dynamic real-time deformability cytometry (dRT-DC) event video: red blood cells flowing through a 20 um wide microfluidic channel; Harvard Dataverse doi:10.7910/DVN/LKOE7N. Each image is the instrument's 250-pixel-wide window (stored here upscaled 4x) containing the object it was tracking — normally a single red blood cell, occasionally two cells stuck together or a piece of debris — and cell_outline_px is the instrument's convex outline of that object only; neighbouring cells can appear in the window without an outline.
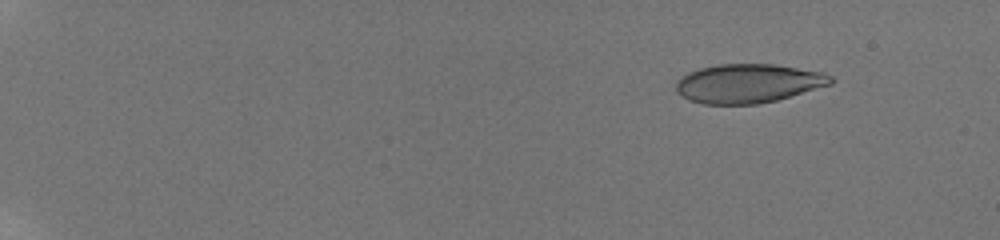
{"species": "human", "species_latin": "Homo sapiens", "temperature_condition": "room temperature", "stored_images_in_passage": 57, "camera_frame_rate_fps": 3000, "um_per_image_px": 0.085, "donor": {"sex": "male"}, "frame": {"image": 1, "passage_image": 8, "time_ms": 2.333, "image_size_px": [1000, 240], "cell_outline_px": [[836, 80], [832, 84], [776, 100], [756, 104], [704, 104], [688, 100], [676, 92], [676, 80], [688, 72], [700, 68], [716, 64], [772, 64], [824, 72], [832, 76]], "centroid_in_image_um": [63.59, 7.09], "position_along_channel_um": 21.4, "area_um2": 35.26}}
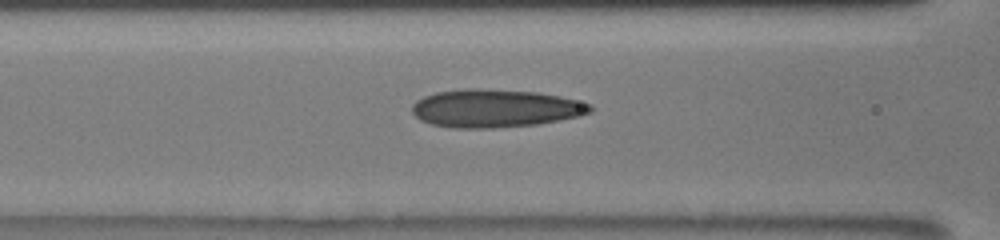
{"frame": {"image": 2, "passage_image": 29, "time_ms": 9.333, "image_size_px": [1000, 240], "cell_outline_px": [[592, 112], [580, 116], [560, 120], [536, 124], [492, 128], [452, 128], [432, 124], [420, 120], [412, 112], [412, 104], [416, 100], [424, 96], [436, 92], [464, 88], [476, 88], [536, 92], [560, 96], [592, 104]], "centroid_in_image_um": [42.08, 9.21], "position_along_channel_um": 124.5, "area_um2": 39.59}}
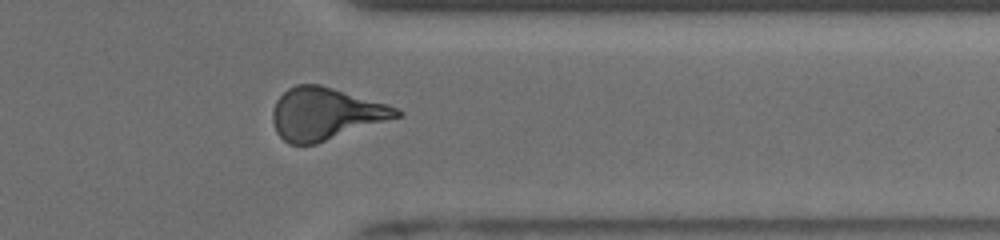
{"frame": {"image": 3, "passage_image": 49, "time_ms": 16.0, "image_size_px": [1000, 240], "cell_outline_px": [[404, 112], [400, 116], [316, 144], [288, 144], [276, 132], [272, 120], [272, 112], [276, 100], [288, 88], [296, 84], [320, 84], [388, 104], [400, 108]], "centroid_in_image_um": [27.66, 9.66], "position_along_channel_um": 383.7, "area_um2": 37.63}, "authors_computed_cell_mechanics": {"area_um2": 36.4718, "velocity_mm_per_s": 3.9041, "shape_relaxation_time_tau1_ms": 6.9498, "shape_relaxation_time_tau2_ms": 1.4718, "deformation_change_tau1": 0.2163, "deformation_change_tau2": 0.1016}}